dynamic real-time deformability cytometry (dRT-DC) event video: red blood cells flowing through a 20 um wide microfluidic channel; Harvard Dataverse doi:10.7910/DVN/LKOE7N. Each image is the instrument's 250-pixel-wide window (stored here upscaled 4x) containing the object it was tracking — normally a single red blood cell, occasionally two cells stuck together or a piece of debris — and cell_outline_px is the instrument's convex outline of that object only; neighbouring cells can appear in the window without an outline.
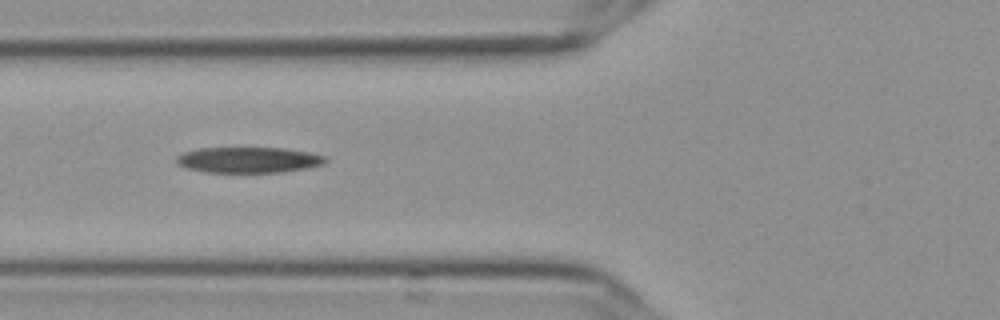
{"species": "Egyptian fruit bat (a non-hibernating species)", "species_latin": "Rousettus aegyptiacus", "temperature_condition": "cold", "stored_images_in_passage": 12, "camera_frame_rate_fps": 3000, "um_per_image_px": 0.085, "frame": {"image": 1, "passage_image": 6, "time_ms": 1.667, "image_size_px": [1000, 320], "cell_outline_px": [[328, 160], [324, 164], [284, 172], [204, 172], [188, 168], [176, 164], [176, 156], [184, 152], [200, 148], [284, 148], [308, 152], [324, 156]], "centroid_in_image_um": [21.11, 13.59], "position_along_channel_um": 104.7, "area_um2": 22.25}}
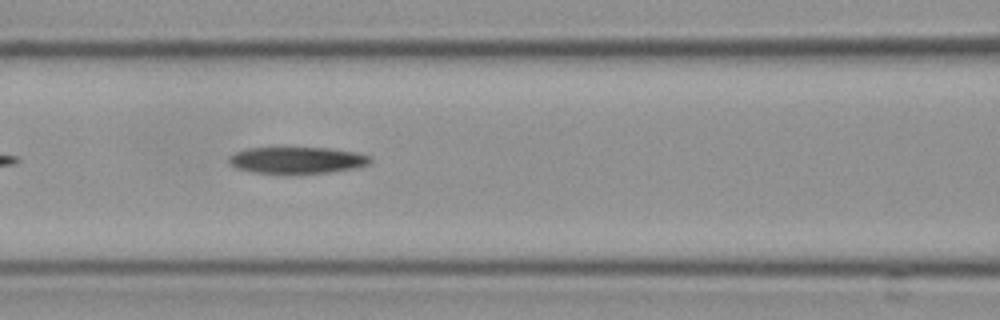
{"frame": {"image": 2, "passage_image": 9, "time_ms": 2.667, "image_size_px": [1000, 320], "cell_outline_px": [[372, 160], [368, 164], [352, 168], [328, 172], [252, 172], [236, 168], [228, 160], [228, 156], [236, 152], [248, 148], [272, 144], [284, 144], [328, 148], [356, 152], [368, 156]], "centroid_in_image_um": [25.16, 13.52], "position_along_channel_um": 141.4, "area_um2": 22.54}}